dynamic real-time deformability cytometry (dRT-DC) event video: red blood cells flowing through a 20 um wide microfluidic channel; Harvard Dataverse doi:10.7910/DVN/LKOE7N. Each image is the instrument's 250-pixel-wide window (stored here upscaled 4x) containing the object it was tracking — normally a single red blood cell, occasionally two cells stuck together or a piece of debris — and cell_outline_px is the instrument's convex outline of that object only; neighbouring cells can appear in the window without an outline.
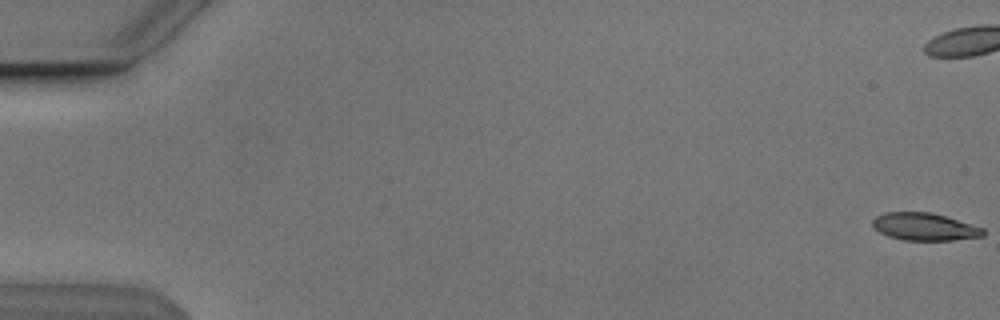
{"species": "Egyptian fruit bat (a non-hibernating species)", "species_latin": "Rousettus aegyptiacus", "temperature_condition": "cold", "stored_images_in_passage": 8, "camera_frame_rate_fps": 3000, "um_per_image_px": 0.085, "animal": {"sex": "male"}, "frame": {"image": 1, "passage_image": 1, "time_ms": 0.0, "image_size_px": [1000, 320], "cell_outline_px": [[984, 236], [952, 240], [904, 240], [888, 236], [872, 228], [872, 220], [876, 216], [884, 212], [928, 212], [944, 216], [984, 228]], "centroid_in_image_um": [78.54, 19.27], "position_along_channel_um": 6.5, "area_um2": 17.63}}